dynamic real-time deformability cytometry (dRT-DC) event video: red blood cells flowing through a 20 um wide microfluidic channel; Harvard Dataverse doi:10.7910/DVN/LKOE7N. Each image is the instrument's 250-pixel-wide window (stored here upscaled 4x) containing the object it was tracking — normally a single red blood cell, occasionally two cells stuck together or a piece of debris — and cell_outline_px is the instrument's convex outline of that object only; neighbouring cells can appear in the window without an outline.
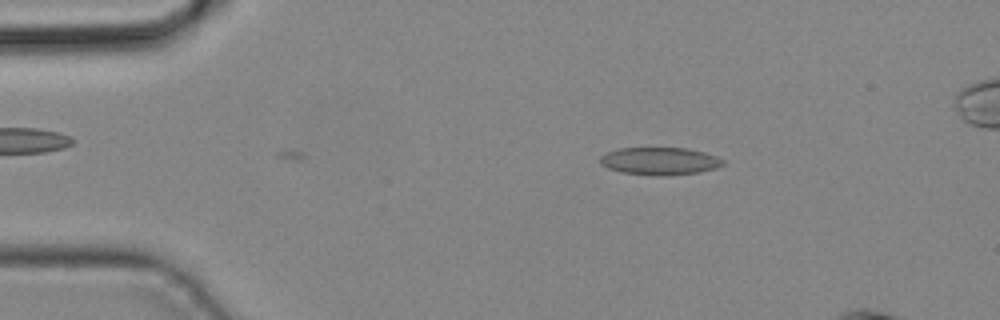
{"species": "common noctule bat (a hibernating species)", "species_latin": "Nyctalus noctula", "temperature_condition": "cold", "stored_images_in_passage": 2, "camera_frame_rate_fps": 3000, "um_per_image_px": 0.085, "animal": {"sex": "male", "body_mass_g": 19.2, "forearm_length_mm": 51.8}, "frame": {"image": 1, "passage_image": 2, "time_ms": 0.333, "image_size_px": [1000, 320], "cell_outline_px": [[724, 164], [716, 168], [700, 172], [664, 176], [656, 176], [624, 172], [608, 168], [600, 164], [600, 156], [608, 152], [620, 148], [688, 148], [704, 152], [716, 156], [724, 160]], "centroid_in_image_um": [56.1, 13.69], "position_along_channel_um": 28.9, "area_um2": 19.71}}